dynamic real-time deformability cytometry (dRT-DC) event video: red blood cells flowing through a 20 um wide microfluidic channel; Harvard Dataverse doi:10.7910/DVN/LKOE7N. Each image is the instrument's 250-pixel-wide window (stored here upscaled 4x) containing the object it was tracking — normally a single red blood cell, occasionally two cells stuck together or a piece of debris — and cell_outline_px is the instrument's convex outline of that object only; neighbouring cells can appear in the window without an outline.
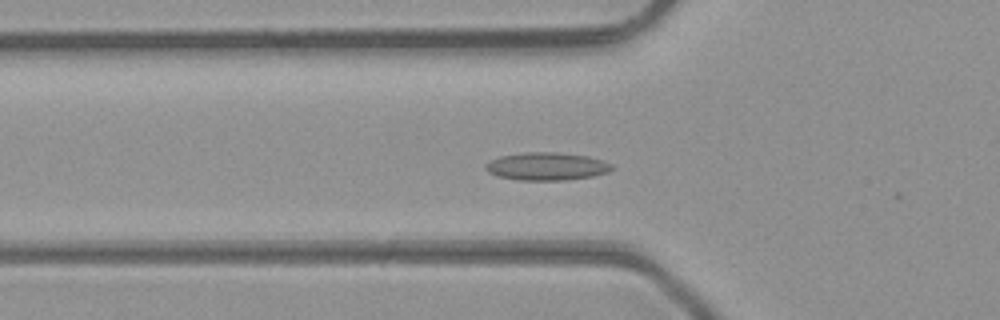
{"species": "common noctule bat (a hibernating species)", "species_latin": "Nyctalus noctula", "temperature_condition": "room temperature", "stored_images_in_passage": 21, "camera_frame_rate_fps": 3000, "um_per_image_px": 0.085, "animal": {"sex": "male", "body_mass_g": 23.1, "forearm_length_mm": 52.7}, "frame": {"image": 1, "passage_image": 17, "time_ms": 5.333, "image_size_px": [1000, 320], "cell_outline_px": [[612, 168], [608, 172], [592, 176], [564, 180], [520, 180], [500, 176], [488, 172], [484, 168], [484, 164], [500, 156], [524, 152], [556, 152], [588, 156], [612, 164]], "centroid_in_image_um": [46.45, 14.13], "position_along_channel_um": 79.4, "area_um2": 20.29}}
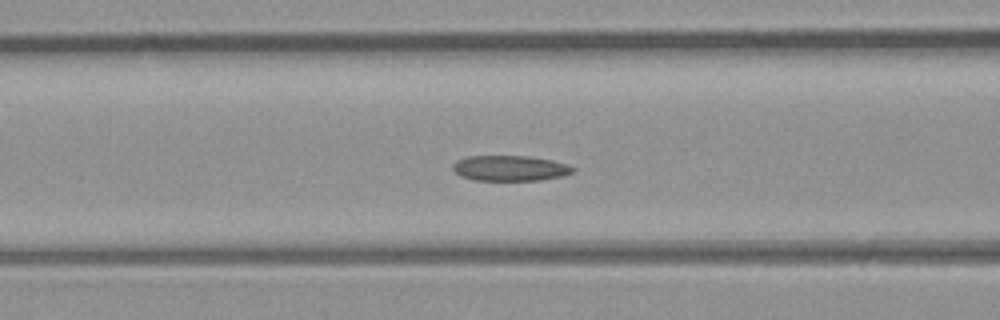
{"frame": {"image": 2, "passage_image": 20, "time_ms": 6.333, "image_size_px": [1000, 320], "cell_outline_px": [[576, 172], [564, 176], [540, 180], [472, 180], [460, 176], [452, 168], [452, 164], [456, 160], [468, 156], [528, 156], [552, 160], [568, 164], [576, 168]], "centroid_in_image_um": [43.38, 14.3], "position_along_channel_um": 123.2, "area_um2": 18.03}}